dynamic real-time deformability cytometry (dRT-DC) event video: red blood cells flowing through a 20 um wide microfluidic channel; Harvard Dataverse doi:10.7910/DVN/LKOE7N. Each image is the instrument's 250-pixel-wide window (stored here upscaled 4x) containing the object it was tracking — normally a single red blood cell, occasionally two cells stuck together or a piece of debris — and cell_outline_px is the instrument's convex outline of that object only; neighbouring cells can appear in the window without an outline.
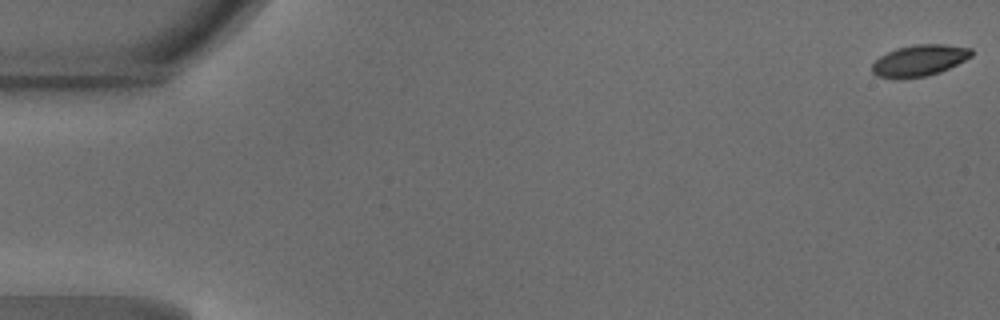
{"species": "common noctule bat (a hibernating species)", "species_latin": "Nyctalus noctula", "temperature_condition": "warm", "stored_images_in_passage": 49, "camera_frame_rate_fps": 3000, "um_per_image_px": 0.085, "animal": {"sex": "male", "body_mass_g": 18.8}, "frame": {"image": 1, "passage_image": 1, "time_ms": 0.0, "image_size_px": [1000, 320], "cell_outline_px": [[972, 56], [940, 72], [928, 76], [896, 80], [876, 76], [872, 72], [872, 64], [880, 56], [896, 48], [916, 44], [944, 44], [972, 48]], "centroid_in_image_um": [78.11, 5.16], "position_along_channel_um": 6.9, "area_um2": 18.32}}
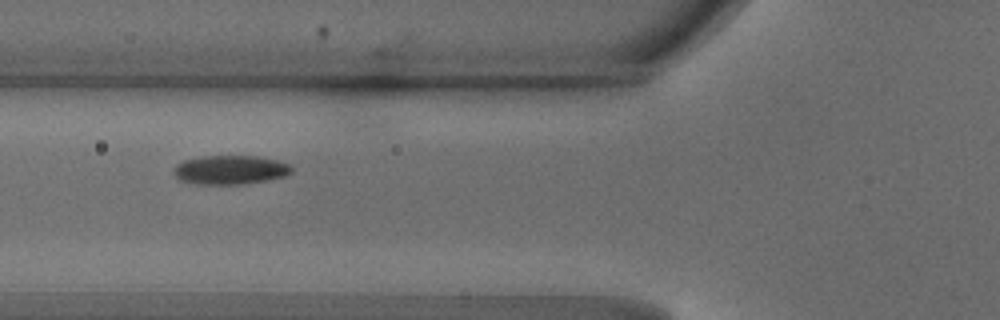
{"frame": {"image": 2, "passage_image": 19, "time_ms": 6.0, "image_size_px": [1000, 320], "cell_outline_px": [[292, 172], [284, 176], [244, 184], [192, 184], [180, 180], [172, 172], [172, 168], [176, 164], [184, 160], [204, 156], [260, 156], [292, 164]], "centroid_in_image_um": [19.54, 14.43], "position_along_channel_um": 106.3, "area_um2": 20.06}}
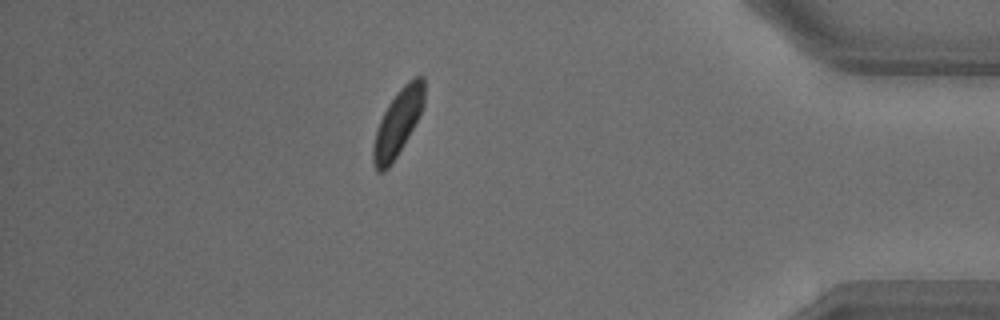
{"frame": {"image": 3, "passage_image": 43, "time_ms": 14.0, "image_size_px": [1000, 320], "cell_outline_px": [[424, 104], [404, 144], [392, 164], [384, 172], [376, 172], [372, 160], [372, 148], [376, 132], [380, 120], [388, 104], [396, 92], [408, 80], [416, 76], [424, 76]], "centroid_in_image_um": [33.79, 10.45], "position_along_channel_um": 401.4, "area_um2": 19.54}, "authors_computed_cell_mechanics": {"area_um2": 19.8832, "velocity_mm_per_s": 4.1779, "shape_relaxation_time_tau1_ms": 1.7633, "shape_relaxation_time_tau2_ms": null, "deformation_change_tau1": 0.0835, "deformation_change_tau2": null}}